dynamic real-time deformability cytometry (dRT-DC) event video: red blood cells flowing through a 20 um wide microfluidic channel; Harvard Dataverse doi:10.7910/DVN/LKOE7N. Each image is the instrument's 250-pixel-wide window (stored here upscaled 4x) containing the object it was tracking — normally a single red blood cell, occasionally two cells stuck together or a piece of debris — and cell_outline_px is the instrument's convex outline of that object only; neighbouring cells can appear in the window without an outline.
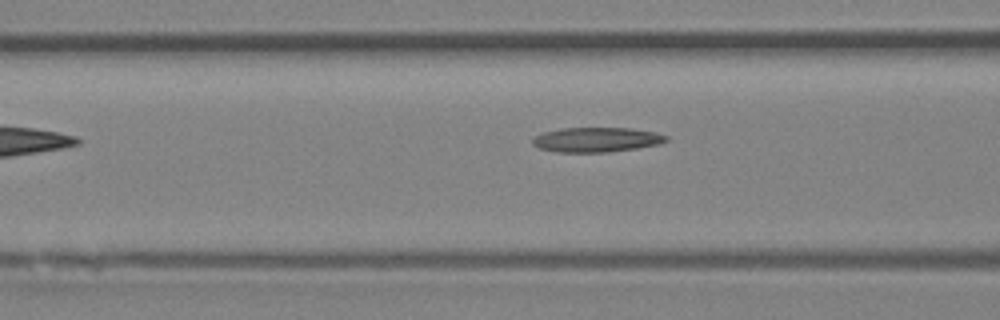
{"species": "Egyptian fruit bat (a non-hibernating species)", "species_latin": "Rousettus aegyptiacus", "temperature_condition": "room temperature", "stored_images_in_passage": 5, "camera_frame_rate_fps": 3000, "um_per_image_px": 0.085, "animal": {"sex": "female"}, "frame": {"image": 1, "passage_image": 4, "time_ms": 3.333, "image_size_px": [1000, 320], "cell_outline_px": [[668, 140], [660, 144], [636, 148], [608, 152], [560, 152], [540, 148], [532, 144], [532, 140], [536, 136], [544, 132], [560, 128], [628, 128], [656, 132], [668, 136]], "centroid_in_image_um": [50.73, 11.87], "position_along_channel_um": 115.9, "area_um2": 19.13}}
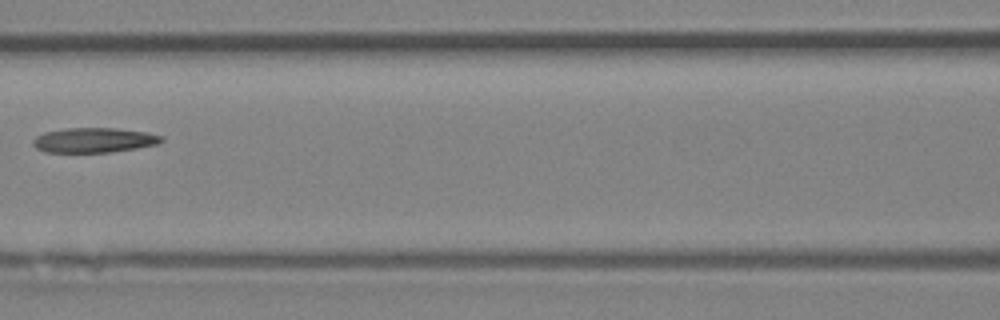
{"frame": {"image": 2, "passage_image": 5, "time_ms": 4.333, "image_size_px": [1000, 320], "cell_outline_px": [[164, 140], [156, 144], [136, 148], [112, 152], [44, 152], [36, 148], [32, 144], [32, 140], [36, 136], [44, 132], [64, 128], [116, 128], [148, 132], [164, 136]], "centroid_in_image_um": [7.98, 11.9], "position_along_channel_um": 158.6, "area_um2": 18.73}}